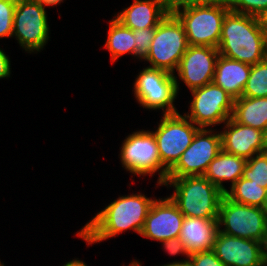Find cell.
I'll return each instance as SVG.
<instances>
[{
    "instance_id": "30bf717a",
    "label": "cell",
    "mask_w": 267,
    "mask_h": 266,
    "mask_svg": "<svg viewBox=\"0 0 267 266\" xmlns=\"http://www.w3.org/2000/svg\"><path fill=\"white\" fill-rule=\"evenodd\" d=\"M200 128L185 115L178 113L163 114L155 136L161 163L170 170L180 159L182 153L192 143Z\"/></svg>"
},
{
    "instance_id": "3957f363",
    "label": "cell",
    "mask_w": 267,
    "mask_h": 266,
    "mask_svg": "<svg viewBox=\"0 0 267 266\" xmlns=\"http://www.w3.org/2000/svg\"><path fill=\"white\" fill-rule=\"evenodd\" d=\"M163 185L174 187L170 198L184 216L218 218L220 203L225 194L204 176L166 178Z\"/></svg>"
},
{
    "instance_id": "6da1fadb",
    "label": "cell",
    "mask_w": 267,
    "mask_h": 266,
    "mask_svg": "<svg viewBox=\"0 0 267 266\" xmlns=\"http://www.w3.org/2000/svg\"><path fill=\"white\" fill-rule=\"evenodd\" d=\"M154 201L142 193L120 196L87 222L77 235L88 245L115 237L128 229L140 235Z\"/></svg>"
},
{
    "instance_id": "f546056e",
    "label": "cell",
    "mask_w": 267,
    "mask_h": 266,
    "mask_svg": "<svg viewBox=\"0 0 267 266\" xmlns=\"http://www.w3.org/2000/svg\"><path fill=\"white\" fill-rule=\"evenodd\" d=\"M231 0H171V5L187 6H224L229 7Z\"/></svg>"
},
{
    "instance_id": "d590c367",
    "label": "cell",
    "mask_w": 267,
    "mask_h": 266,
    "mask_svg": "<svg viewBox=\"0 0 267 266\" xmlns=\"http://www.w3.org/2000/svg\"><path fill=\"white\" fill-rule=\"evenodd\" d=\"M163 266H191L190 263L188 262V260L184 259L183 261H176V262H173V263H167V264H164Z\"/></svg>"
},
{
    "instance_id": "74e56055",
    "label": "cell",
    "mask_w": 267,
    "mask_h": 266,
    "mask_svg": "<svg viewBox=\"0 0 267 266\" xmlns=\"http://www.w3.org/2000/svg\"><path fill=\"white\" fill-rule=\"evenodd\" d=\"M262 209L264 210L265 214L267 215V193H266V198H265V202H264Z\"/></svg>"
},
{
    "instance_id": "9a60e30c",
    "label": "cell",
    "mask_w": 267,
    "mask_h": 266,
    "mask_svg": "<svg viewBox=\"0 0 267 266\" xmlns=\"http://www.w3.org/2000/svg\"><path fill=\"white\" fill-rule=\"evenodd\" d=\"M221 131L222 150L246 160L267 151V134L251 126L236 122L232 117Z\"/></svg>"
},
{
    "instance_id": "8fae6325",
    "label": "cell",
    "mask_w": 267,
    "mask_h": 266,
    "mask_svg": "<svg viewBox=\"0 0 267 266\" xmlns=\"http://www.w3.org/2000/svg\"><path fill=\"white\" fill-rule=\"evenodd\" d=\"M193 100L184 115L199 128L225 123L233 113L234 98L214 82L191 90Z\"/></svg>"
},
{
    "instance_id": "ffe728a7",
    "label": "cell",
    "mask_w": 267,
    "mask_h": 266,
    "mask_svg": "<svg viewBox=\"0 0 267 266\" xmlns=\"http://www.w3.org/2000/svg\"><path fill=\"white\" fill-rule=\"evenodd\" d=\"M246 162L242 157L221 150L209 163L203 176L225 193L228 189L223 186V182L231 181L232 186L243 176Z\"/></svg>"
},
{
    "instance_id": "7a4b0ae2",
    "label": "cell",
    "mask_w": 267,
    "mask_h": 266,
    "mask_svg": "<svg viewBox=\"0 0 267 266\" xmlns=\"http://www.w3.org/2000/svg\"><path fill=\"white\" fill-rule=\"evenodd\" d=\"M219 55L254 65L267 58V42L256 16L229 11L222 23Z\"/></svg>"
},
{
    "instance_id": "d4e9b609",
    "label": "cell",
    "mask_w": 267,
    "mask_h": 266,
    "mask_svg": "<svg viewBox=\"0 0 267 266\" xmlns=\"http://www.w3.org/2000/svg\"><path fill=\"white\" fill-rule=\"evenodd\" d=\"M242 177L267 189V151L247 160Z\"/></svg>"
},
{
    "instance_id": "ac0fdd59",
    "label": "cell",
    "mask_w": 267,
    "mask_h": 266,
    "mask_svg": "<svg viewBox=\"0 0 267 266\" xmlns=\"http://www.w3.org/2000/svg\"><path fill=\"white\" fill-rule=\"evenodd\" d=\"M218 231V218L185 216L179 238L190 256L213 249Z\"/></svg>"
},
{
    "instance_id": "44dd1931",
    "label": "cell",
    "mask_w": 267,
    "mask_h": 266,
    "mask_svg": "<svg viewBox=\"0 0 267 266\" xmlns=\"http://www.w3.org/2000/svg\"><path fill=\"white\" fill-rule=\"evenodd\" d=\"M236 122L251 126L267 134V97H239L234 99L231 116Z\"/></svg>"
},
{
    "instance_id": "5bb4252c",
    "label": "cell",
    "mask_w": 267,
    "mask_h": 266,
    "mask_svg": "<svg viewBox=\"0 0 267 266\" xmlns=\"http://www.w3.org/2000/svg\"><path fill=\"white\" fill-rule=\"evenodd\" d=\"M184 217L169 196L164 199H155L140 235L160 242L170 238H178Z\"/></svg>"
},
{
    "instance_id": "1f68e13d",
    "label": "cell",
    "mask_w": 267,
    "mask_h": 266,
    "mask_svg": "<svg viewBox=\"0 0 267 266\" xmlns=\"http://www.w3.org/2000/svg\"><path fill=\"white\" fill-rule=\"evenodd\" d=\"M10 65L9 57L0 49V79L10 77Z\"/></svg>"
},
{
    "instance_id": "d6a6232c",
    "label": "cell",
    "mask_w": 267,
    "mask_h": 266,
    "mask_svg": "<svg viewBox=\"0 0 267 266\" xmlns=\"http://www.w3.org/2000/svg\"><path fill=\"white\" fill-rule=\"evenodd\" d=\"M258 24L260 27L261 32L263 33L265 40L267 42V10L262 11L257 16Z\"/></svg>"
},
{
    "instance_id": "f1b7e54d",
    "label": "cell",
    "mask_w": 267,
    "mask_h": 266,
    "mask_svg": "<svg viewBox=\"0 0 267 266\" xmlns=\"http://www.w3.org/2000/svg\"><path fill=\"white\" fill-rule=\"evenodd\" d=\"M188 262L191 266H225L213 249L190 255Z\"/></svg>"
},
{
    "instance_id": "603a6c76",
    "label": "cell",
    "mask_w": 267,
    "mask_h": 266,
    "mask_svg": "<svg viewBox=\"0 0 267 266\" xmlns=\"http://www.w3.org/2000/svg\"><path fill=\"white\" fill-rule=\"evenodd\" d=\"M267 189L246 178H239L224 194L233 202L262 208Z\"/></svg>"
},
{
    "instance_id": "5b68a950",
    "label": "cell",
    "mask_w": 267,
    "mask_h": 266,
    "mask_svg": "<svg viewBox=\"0 0 267 266\" xmlns=\"http://www.w3.org/2000/svg\"><path fill=\"white\" fill-rule=\"evenodd\" d=\"M189 44L185 28L178 17L170 11L155 28V36L144 58L148 67L174 74Z\"/></svg>"
},
{
    "instance_id": "836d02e7",
    "label": "cell",
    "mask_w": 267,
    "mask_h": 266,
    "mask_svg": "<svg viewBox=\"0 0 267 266\" xmlns=\"http://www.w3.org/2000/svg\"><path fill=\"white\" fill-rule=\"evenodd\" d=\"M44 6H55L63 2V0H39Z\"/></svg>"
},
{
    "instance_id": "4fadbf2b",
    "label": "cell",
    "mask_w": 267,
    "mask_h": 266,
    "mask_svg": "<svg viewBox=\"0 0 267 266\" xmlns=\"http://www.w3.org/2000/svg\"><path fill=\"white\" fill-rule=\"evenodd\" d=\"M218 56L217 48L189 45L176 69L178 77L190 91L213 82Z\"/></svg>"
},
{
    "instance_id": "277c9868",
    "label": "cell",
    "mask_w": 267,
    "mask_h": 266,
    "mask_svg": "<svg viewBox=\"0 0 267 266\" xmlns=\"http://www.w3.org/2000/svg\"><path fill=\"white\" fill-rule=\"evenodd\" d=\"M171 11L182 22L189 45L218 48L229 7L171 5Z\"/></svg>"
},
{
    "instance_id": "8d00e7d4",
    "label": "cell",
    "mask_w": 267,
    "mask_h": 266,
    "mask_svg": "<svg viewBox=\"0 0 267 266\" xmlns=\"http://www.w3.org/2000/svg\"><path fill=\"white\" fill-rule=\"evenodd\" d=\"M263 244V262L264 266H267V236L264 239Z\"/></svg>"
},
{
    "instance_id": "f35d334b",
    "label": "cell",
    "mask_w": 267,
    "mask_h": 266,
    "mask_svg": "<svg viewBox=\"0 0 267 266\" xmlns=\"http://www.w3.org/2000/svg\"><path fill=\"white\" fill-rule=\"evenodd\" d=\"M128 266H141V263L135 260V261H132Z\"/></svg>"
},
{
    "instance_id": "d6986e66",
    "label": "cell",
    "mask_w": 267,
    "mask_h": 266,
    "mask_svg": "<svg viewBox=\"0 0 267 266\" xmlns=\"http://www.w3.org/2000/svg\"><path fill=\"white\" fill-rule=\"evenodd\" d=\"M251 65L219 55L213 82L234 99L242 96L249 78Z\"/></svg>"
},
{
    "instance_id": "4316f807",
    "label": "cell",
    "mask_w": 267,
    "mask_h": 266,
    "mask_svg": "<svg viewBox=\"0 0 267 266\" xmlns=\"http://www.w3.org/2000/svg\"><path fill=\"white\" fill-rule=\"evenodd\" d=\"M230 11L240 14L258 16L267 10V0H231Z\"/></svg>"
},
{
    "instance_id": "e0dca14e",
    "label": "cell",
    "mask_w": 267,
    "mask_h": 266,
    "mask_svg": "<svg viewBox=\"0 0 267 266\" xmlns=\"http://www.w3.org/2000/svg\"><path fill=\"white\" fill-rule=\"evenodd\" d=\"M171 11V0H134L130 7L114 17L132 30H140L157 25Z\"/></svg>"
},
{
    "instance_id": "9c48e42d",
    "label": "cell",
    "mask_w": 267,
    "mask_h": 266,
    "mask_svg": "<svg viewBox=\"0 0 267 266\" xmlns=\"http://www.w3.org/2000/svg\"><path fill=\"white\" fill-rule=\"evenodd\" d=\"M27 53L39 52L49 40L45 6L39 0H16L12 37Z\"/></svg>"
},
{
    "instance_id": "7402d4cb",
    "label": "cell",
    "mask_w": 267,
    "mask_h": 266,
    "mask_svg": "<svg viewBox=\"0 0 267 266\" xmlns=\"http://www.w3.org/2000/svg\"><path fill=\"white\" fill-rule=\"evenodd\" d=\"M109 24L108 37L104 46L111 54V62H115L127 53L135 57V34L133 30L124 26L116 18L110 20Z\"/></svg>"
},
{
    "instance_id": "2e32d148",
    "label": "cell",
    "mask_w": 267,
    "mask_h": 266,
    "mask_svg": "<svg viewBox=\"0 0 267 266\" xmlns=\"http://www.w3.org/2000/svg\"><path fill=\"white\" fill-rule=\"evenodd\" d=\"M213 250L225 266H264L263 244L217 232Z\"/></svg>"
},
{
    "instance_id": "52a82bcc",
    "label": "cell",
    "mask_w": 267,
    "mask_h": 266,
    "mask_svg": "<svg viewBox=\"0 0 267 266\" xmlns=\"http://www.w3.org/2000/svg\"><path fill=\"white\" fill-rule=\"evenodd\" d=\"M177 77L162 69L146 67L134 82V96L143 108L160 110L164 114L178 113L174 102L179 92Z\"/></svg>"
},
{
    "instance_id": "ba28073f",
    "label": "cell",
    "mask_w": 267,
    "mask_h": 266,
    "mask_svg": "<svg viewBox=\"0 0 267 266\" xmlns=\"http://www.w3.org/2000/svg\"><path fill=\"white\" fill-rule=\"evenodd\" d=\"M219 231L234 237L264 242L267 236V215L260 207L239 204L223 196L219 214ZM224 229H220L223 227Z\"/></svg>"
},
{
    "instance_id": "7c38bea8",
    "label": "cell",
    "mask_w": 267,
    "mask_h": 266,
    "mask_svg": "<svg viewBox=\"0 0 267 266\" xmlns=\"http://www.w3.org/2000/svg\"><path fill=\"white\" fill-rule=\"evenodd\" d=\"M210 128H200L177 163L168 171L167 178L203 176L209 163L222 150L220 133Z\"/></svg>"
},
{
    "instance_id": "8992f818",
    "label": "cell",
    "mask_w": 267,
    "mask_h": 266,
    "mask_svg": "<svg viewBox=\"0 0 267 266\" xmlns=\"http://www.w3.org/2000/svg\"><path fill=\"white\" fill-rule=\"evenodd\" d=\"M120 151V161L125 170L138 176H153L159 171L157 185L164 184L169 170L161 163L152 131L139 130L128 135Z\"/></svg>"
},
{
    "instance_id": "484cf974",
    "label": "cell",
    "mask_w": 267,
    "mask_h": 266,
    "mask_svg": "<svg viewBox=\"0 0 267 266\" xmlns=\"http://www.w3.org/2000/svg\"><path fill=\"white\" fill-rule=\"evenodd\" d=\"M16 0H0V39L12 37Z\"/></svg>"
},
{
    "instance_id": "83f0119b",
    "label": "cell",
    "mask_w": 267,
    "mask_h": 266,
    "mask_svg": "<svg viewBox=\"0 0 267 266\" xmlns=\"http://www.w3.org/2000/svg\"><path fill=\"white\" fill-rule=\"evenodd\" d=\"M156 27H148L140 30H133L135 34V57L144 59L150 49L151 42L155 36Z\"/></svg>"
},
{
    "instance_id": "e575fe53",
    "label": "cell",
    "mask_w": 267,
    "mask_h": 266,
    "mask_svg": "<svg viewBox=\"0 0 267 266\" xmlns=\"http://www.w3.org/2000/svg\"><path fill=\"white\" fill-rule=\"evenodd\" d=\"M63 266H87V265L83 261L73 259V260L65 263Z\"/></svg>"
},
{
    "instance_id": "4dcf8cb0",
    "label": "cell",
    "mask_w": 267,
    "mask_h": 266,
    "mask_svg": "<svg viewBox=\"0 0 267 266\" xmlns=\"http://www.w3.org/2000/svg\"><path fill=\"white\" fill-rule=\"evenodd\" d=\"M163 247L166 252L170 255H176V254H184L187 257V260L189 259V254L185 249V246L183 245L182 241L180 238H170L168 240L162 241Z\"/></svg>"
},
{
    "instance_id": "cb8c5ba5",
    "label": "cell",
    "mask_w": 267,
    "mask_h": 266,
    "mask_svg": "<svg viewBox=\"0 0 267 266\" xmlns=\"http://www.w3.org/2000/svg\"><path fill=\"white\" fill-rule=\"evenodd\" d=\"M243 97H267V58L251 66Z\"/></svg>"
}]
</instances>
